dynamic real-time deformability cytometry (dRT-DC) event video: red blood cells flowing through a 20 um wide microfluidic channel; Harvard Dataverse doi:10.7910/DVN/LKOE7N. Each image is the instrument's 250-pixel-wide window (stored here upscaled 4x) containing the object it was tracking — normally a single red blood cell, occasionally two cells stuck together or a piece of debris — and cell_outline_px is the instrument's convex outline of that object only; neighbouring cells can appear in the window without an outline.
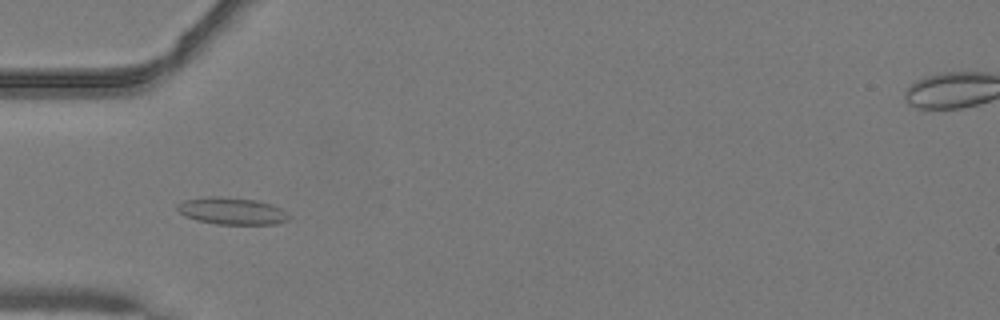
{"species": "common noctule bat (a hibernating species)", "species_latin": "Nyctalus noctula", "temperature_condition": "warm", "stored_images_in_passage": 50, "camera_frame_rate_fps": 3000, "um_per_image_px": 0.085, "animal": {"sex": "male", "body_mass_g": 19.2, "forearm_length_mm": 51.8}, "frame": {"image": 1, "passage_image": 16, "time_ms": 5.0, "image_size_px": [1000, 320], "cell_outline_px": [[292, 216], [288, 220], [276, 224], [216, 224], [196, 220], [184, 216], [176, 208], [176, 204], [184, 200], [208, 196], [220, 196], [256, 200], [272, 204], [288, 212]], "centroid_in_image_um": [19.72, 17.93], "position_along_channel_um": 65.3, "area_um2": 17.8}}
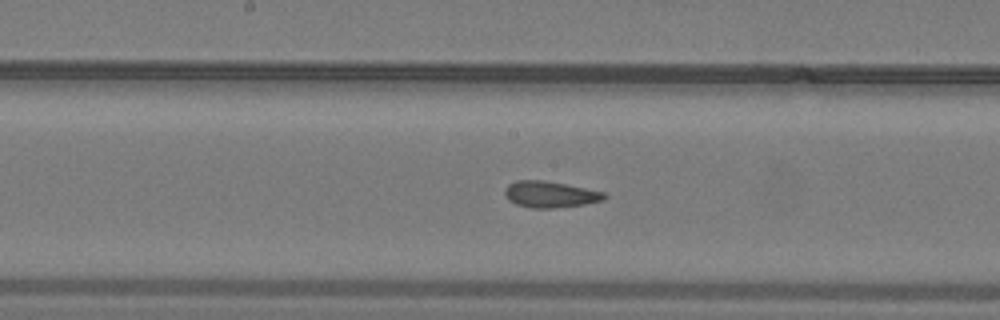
{"frame": {"image": 2, "passage_image": 26, "time_ms": 8.333, "image_size_px": [1000, 320], "cell_outline_px": [[608, 196], [604, 200], [584, 204], [552, 208], [528, 208], [516, 204], [508, 200], [504, 192], [504, 188], [508, 184], [516, 180], [544, 180], [604, 192]], "centroid_in_image_um": [46.72, 16.52], "position_along_channel_um": 201.5, "area_um2": 15.26}}
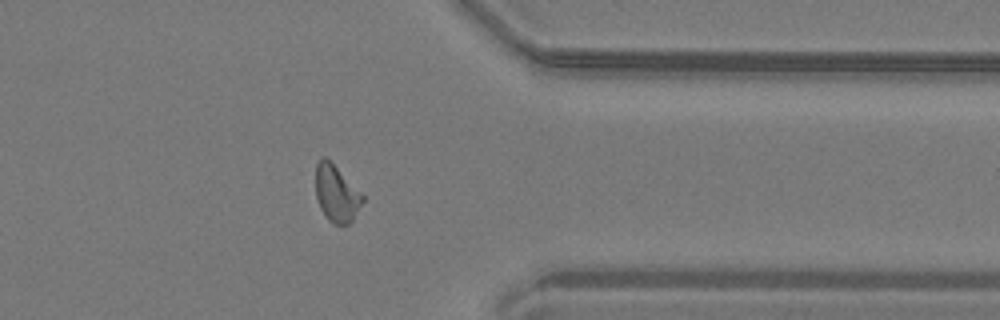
{"frame": {"image": 3, "passage_image": 40, "time_ms": 13.0, "image_size_px": [1000, 320], "cell_outline_px": [[364, 200], [352, 220], [348, 224], [332, 224], [328, 220], [320, 208], [316, 196], [316, 164], [320, 156], [324, 156], [364, 196]], "centroid_in_image_um": [28.57, 16.47], "position_along_channel_um": 382.8, "area_um2": 15.14}, "authors_computed_cell_mechanics": {"area_um2": 15.5482, "velocity_mm_per_s": 4.1054, "shape_relaxation_time_tau1_ms": null, "shape_relaxation_time_tau2_ms": 1.9085, "deformation_change_tau1": null, "deformation_change_tau2": 0.0933}}